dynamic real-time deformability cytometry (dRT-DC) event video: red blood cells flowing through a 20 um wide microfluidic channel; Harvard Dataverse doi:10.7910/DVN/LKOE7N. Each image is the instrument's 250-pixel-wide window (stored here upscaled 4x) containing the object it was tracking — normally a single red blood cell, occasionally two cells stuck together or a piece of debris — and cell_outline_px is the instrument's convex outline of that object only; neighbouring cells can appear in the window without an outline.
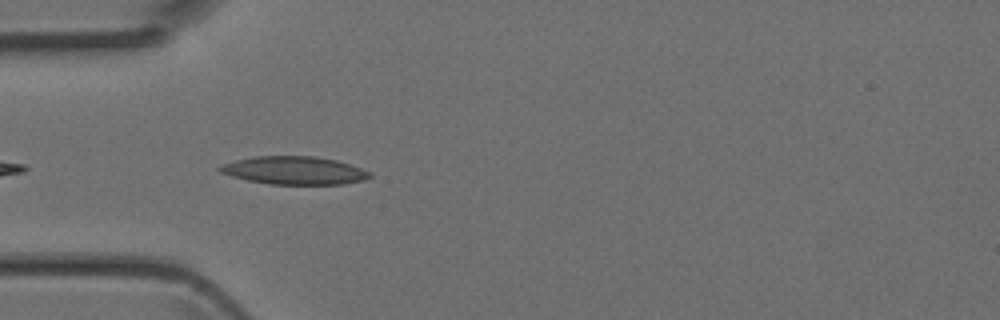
{"species": "Egyptian fruit bat (a non-hibernating species)", "species_latin": "Rousettus aegyptiacus", "temperature_condition": "room temperature", "stored_images_in_passage": 5, "camera_frame_rate_fps": 3000, "um_per_image_px": 0.085, "animal": {"sex": "female"}, "frame": {"image": 1, "passage_image": 4, "time_ms": 1.0, "image_size_px": [1000, 320], "cell_outline_px": [[372, 176], [364, 180], [344, 184], [268, 184], [248, 180], [232, 176], [220, 172], [216, 168], [220, 164], [252, 156], [312, 156], [336, 160], [372, 172]], "centroid_in_image_um": [24.99, 14.49], "position_along_channel_um": 60.0, "area_um2": 24.51}}
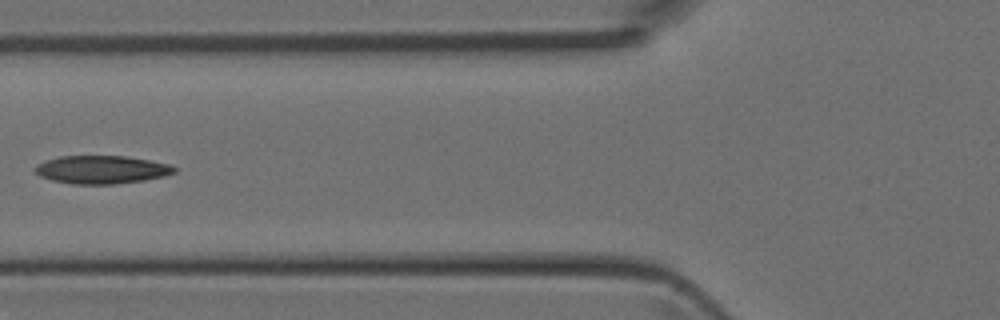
{"frame": {"image": 2, "passage_image": 5, "time_ms": 1.333, "image_size_px": [1000, 320], "cell_outline_px": [[176, 172], [164, 176], [144, 180], [116, 184], [72, 184], [52, 180], [40, 176], [32, 168], [36, 164], [60, 156], [124, 156], [148, 160], [168, 164], [176, 168]], "centroid_in_image_um": [8.61, 14.42], "position_along_channel_um": 117.2, "area_um2": 22.72}}